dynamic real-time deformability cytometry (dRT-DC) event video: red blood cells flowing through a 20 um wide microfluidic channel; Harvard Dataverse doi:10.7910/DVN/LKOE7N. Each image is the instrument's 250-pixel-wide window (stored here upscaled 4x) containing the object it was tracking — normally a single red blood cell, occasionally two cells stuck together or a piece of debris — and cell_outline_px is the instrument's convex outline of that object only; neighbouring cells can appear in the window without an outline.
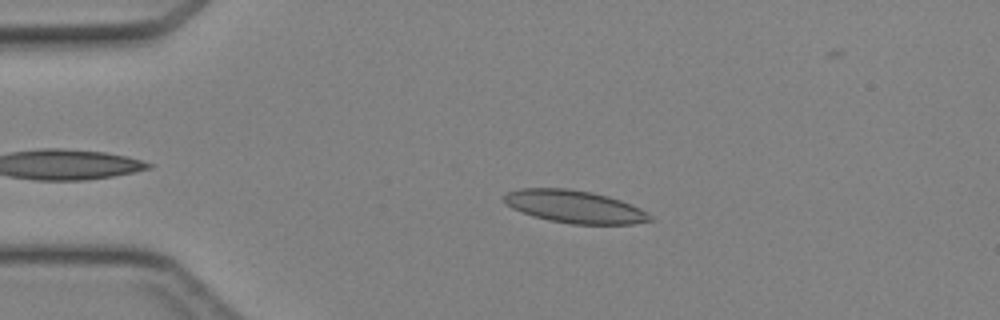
{"species": "Egyptian fruit bat (a non-hibernating species)", "species_latin": "Rousettus aegyptiacus", "temperature_condition": "cold", "stored_images_in_passage": 29, "camera_frame_rate_fps": 3000, "um_per_image_px": 0.085, "animal": {"sex": "female"}, "frame": {"image": 1, "passage_image": 3, "time_ms": 0.667, "image_size_px": [1000, 320], "cell_outline_px": [[656, 220], [632, 224], [572, 224], [548, 220], [532, 216], [512, 208], [504, 200], [504, 196], [508, 192], [520, 188], [568, 188], [592, 192], [608, 196], [620, 200], [640, 208], [652, 216]], "centroid_in_image_um": [48.87, 17.57], "position_along_channel_um": 36.1, "area_um2": 27.74}}
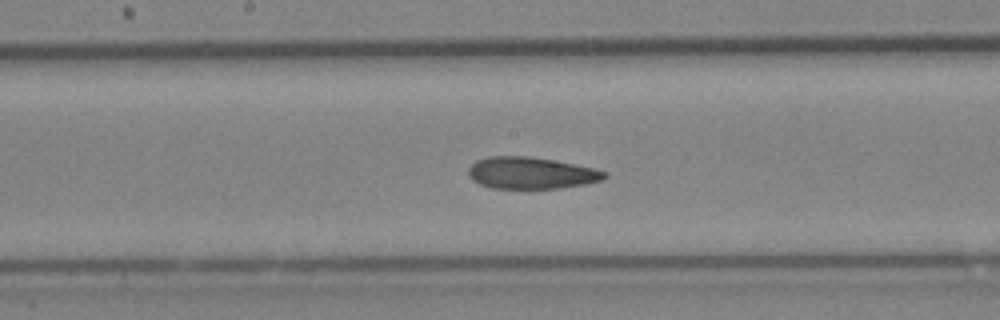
{"frame": {"image": 2, "passage_image": 17, "time_ms": 5.333, "image_size_px": [1000, 320], "cell_outline_px": [[608, 176], [604, 180], [584, 184], [560, 188], [492, 188], [480, 184], [472, 180], [468, 176], [468, 168], [476, 160], [488, 156], [528, 156], [552, 160], [592, 168], [608, 172]], "centroid_in_image_um": [45.12, 14.7], "position_along_channel_um": 203.1, "area_um2": 25.14}}
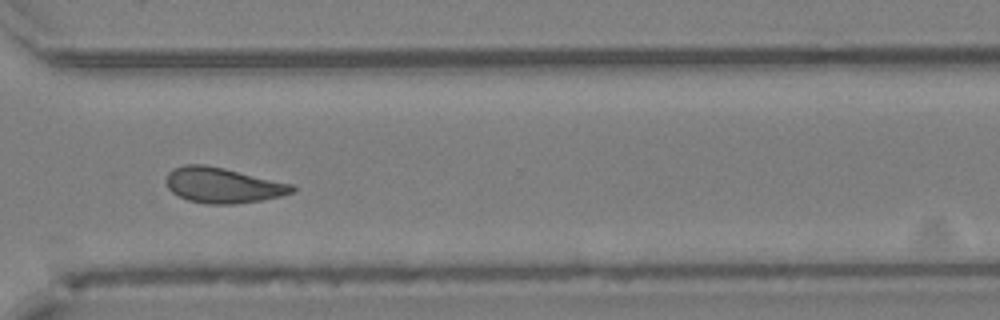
{"frame": {"image": 3, "passage_image": 27, "time_ms": 8.667, "image_size_px": [1000, 320], "cell_outline_px": [[296, 188], [292, 192], [280, 196], [264, 200], [232, 204], [208, 204], [188, 200], [172, 192], [168, 188], [168, 172], [172, 168], [184, 164], [204, 164], [224, 168], [292, 184]], "centroid_in_image_um": [18.94, 15.74], "position_along_channel_um": 351.7, "area_um2": 25.78}}